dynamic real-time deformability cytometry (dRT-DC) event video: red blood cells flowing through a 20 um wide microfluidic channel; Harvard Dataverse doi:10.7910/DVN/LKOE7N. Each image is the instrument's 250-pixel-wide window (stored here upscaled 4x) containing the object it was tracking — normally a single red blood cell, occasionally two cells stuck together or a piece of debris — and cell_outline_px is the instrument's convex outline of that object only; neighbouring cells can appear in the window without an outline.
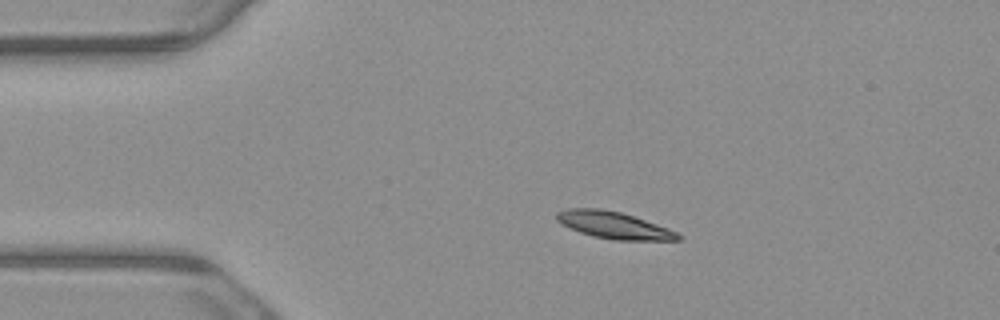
{"species": "common noctule bat (a hibernating species)", "species_latin": "Nyctalus noctula", "temperature_condition": "warm", "stored_images_in_passage": 3, "camera_frame_rate_fps": 3000, "um_per_image_px": 0.085, "animal": {"sex": "male", "body_mass_g": 23.1, "forearm_length_mm": 52.7}, "frame": {"image": 1, "passage_image": 1, "time_ms": 0.0, "image_size_px": [1000, 320], "cell_outline_px": [[684, 236], [680, 240], [612, 240], [592, 236], [580, 232], [556, 220], [556, 212], [568, 208], [600, 208], [620, 212], [668, 228]], "centroid_in_image_um": [52.18, 19.14], "position_along_channel_um": 32.8, "area_um2": 18.9}}
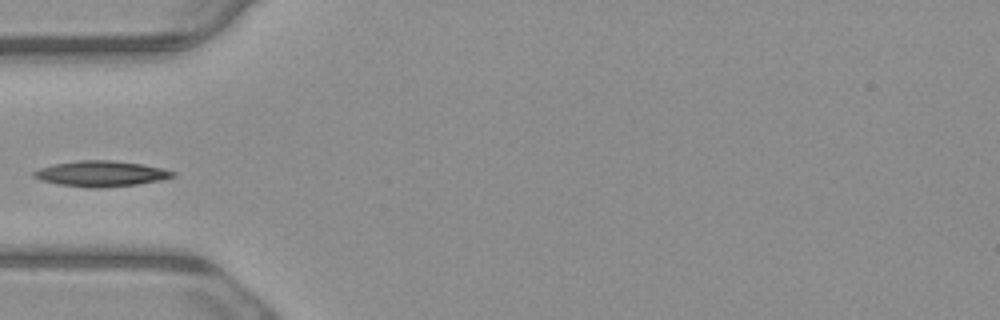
{"frame": {"image": 2, "passage_image": 3, "time_ms": 0.667, "image_size_px": [1000, 320], "cell_outline_px": [[176, 176], [160, 180], [136, 184], [100, 188], [92, 188], [56, 184], [40, 180], [32, 176], [32, 172], [40, 168], [52, 164], [76, 160], [112, 160], [140, 164], [164, 168], [176, 172]], "centroid_in_image_um": [8.56, 14.76], "position_along_channel_um": 76.4, "area_um2": 20.87}}